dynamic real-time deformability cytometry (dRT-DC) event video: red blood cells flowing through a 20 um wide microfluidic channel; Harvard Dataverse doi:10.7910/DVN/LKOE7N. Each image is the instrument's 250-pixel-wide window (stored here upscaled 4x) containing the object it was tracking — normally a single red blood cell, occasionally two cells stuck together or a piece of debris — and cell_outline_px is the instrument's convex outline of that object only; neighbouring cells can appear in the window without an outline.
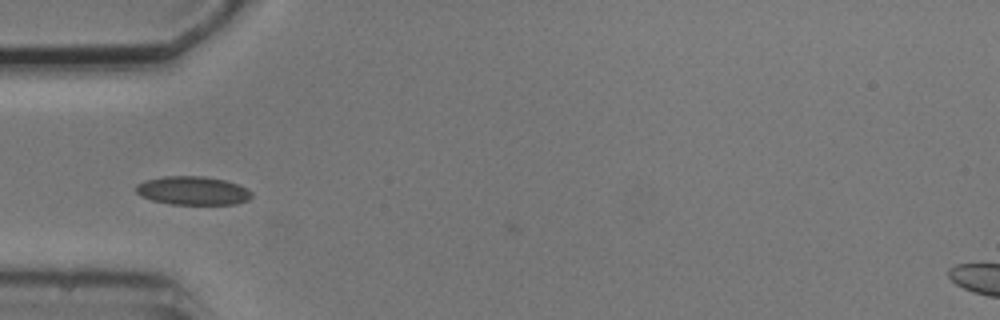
{"species": "common noctule bat (a hibernating species)", "species_latin": "Nyctalus noctula", "temperature_condition": "cold", "stored_images_in_passage": 6, "camera_frame_rate_fps": 3000, "um_per_image_px": 0.085, "animal": {"sex": "male", "body_mass_g": 20.5, "forearm_length_mm": 52.5}, "frame": {"image": 1, "passage_image": 5, "time_ms": 5.667, "image_size_px": [1000, 320], "cell_outline_px": [[252, 196], [248, 200], [236, 204], [172, 204], [152, 200], [140, 196], [136, 192], [136, 184], [144, 180], [164, 176], [204, 176], [224, 180], [248, 188], [252, 192]], "centroid_in_image_um": [16.38, 16.2], "position_along_channel_um": 68.6, "area_um2": 19.31}}